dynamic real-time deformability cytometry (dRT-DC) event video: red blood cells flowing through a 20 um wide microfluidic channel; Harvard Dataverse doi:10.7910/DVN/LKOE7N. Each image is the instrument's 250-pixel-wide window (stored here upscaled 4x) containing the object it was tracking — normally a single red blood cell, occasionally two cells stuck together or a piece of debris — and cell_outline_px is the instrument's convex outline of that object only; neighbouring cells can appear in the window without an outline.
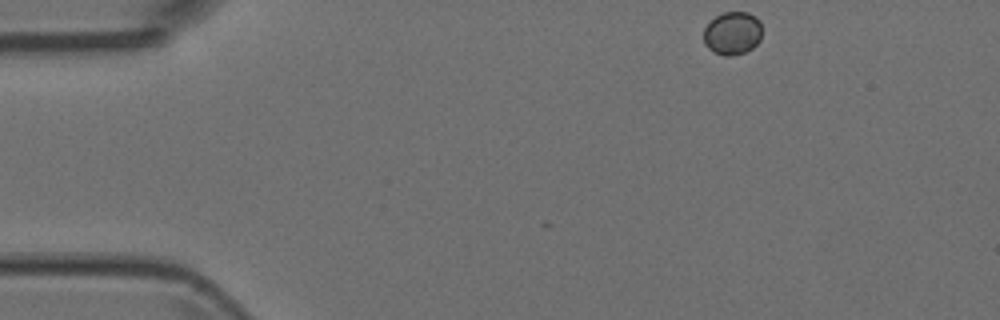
{"species": "Egyptian fruit bat (a non-hibernating species)", "species_latin": "Rousettus aegyptiacus", "temperature_condition": "room temperature", "stored_images_in_passage": 3, "camera_frame_rate_fps": 3000, "um_per_image_px": 0.085, "animal": {"sex": "female"}, "frame": {"image": 1, "passage_image": 1, "time_ms": 0.0, "image_size_px": [1000, 320], "cell_outline_px": [[760, 40], [752, 48], [744, 52], [728, 56], [724, 56], [712, 52], [704, 44], [704, 28], [716, 16], [724, 12], [748, 12], [756, 16], [760, 20]], "centroid_in_image_um": [62.25, 2.82], "position_along_channel_um": 22.8, "area_um2": 14.62}}